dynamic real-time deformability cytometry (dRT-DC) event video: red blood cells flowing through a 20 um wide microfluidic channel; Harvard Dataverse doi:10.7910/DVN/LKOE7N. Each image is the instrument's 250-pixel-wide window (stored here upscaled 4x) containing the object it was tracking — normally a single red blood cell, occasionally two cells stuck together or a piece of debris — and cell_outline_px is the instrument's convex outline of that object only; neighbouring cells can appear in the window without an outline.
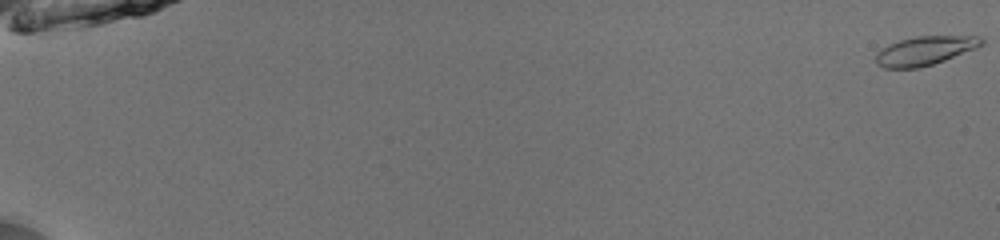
{"species": "common noctule bat (a hibernating species)", "species_latin": "Nyctalus noctula", "temperature_condition": "room temperature", "stored_images_in_passage": 54, "camera_frame_rate_fps": 3000, "um_per_image_px": 0.085, "animal": {"sex": "male", "body_mass_g": 13.0, "forearm_length_mm": 53.1}, "frame": {"image": 1, "passage_image": 1, "time_ms": 0.0, "image_size_px": [1000, 240], "cell_outline_px": [[984, 44], [976, 48], [944, 60], [920, 68], [884, 68], [876, 64], [876, 52], [888, 44], [900, 40], [916, 36], [980, 36], [984, 40]], "centroid_in_image_um": [78.6, 4.31], "position_along_channel_um": 6.4, "area_um2": 17.8}}
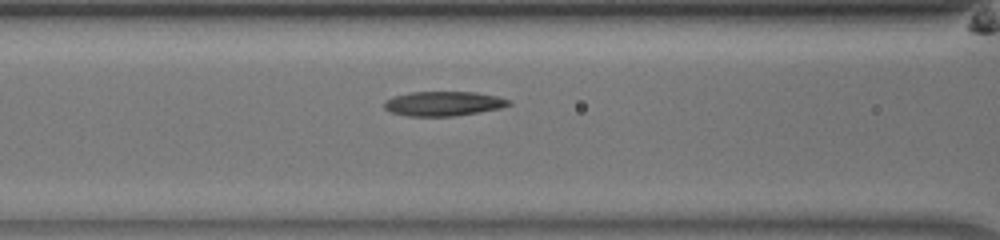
{"frame": {"image": 2, "passage_image": 26, "time_ms": 8.333, "image_size_px": [1000, 240], "cell_outline_px": [[512, 104], [500, 108], [456, 116], [408, 116], [392, 112], [384, 108], [384, 100], [392, 96], [412, 92], [476, 92], [496, 96], [512, 100]], "centroid_in_image_um": [37.69, 8.8], "position_along_channel_um": 128.9, "area_um2": 17.86}}
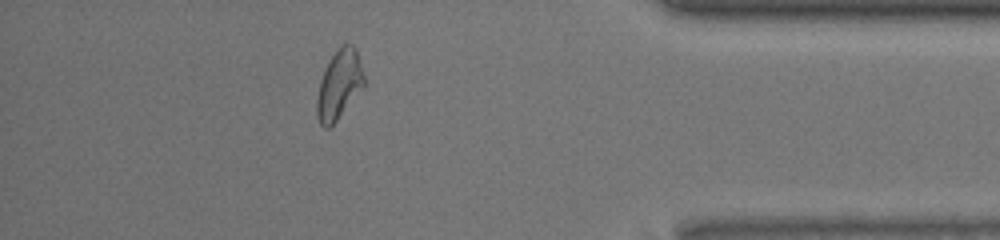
{"frame": {"image": 3, "passage_image": 49, "time_ms": 16.0, "image_size_px": [1000, 240], "cell_outline_px": [[364, 84], [336, 120], [328, 128], [324, 128], [320, 124], [316, 112], [316, 100], [320, 80], [328, 60], [340, 44], [352, 44], [356, 48], [364, 76]], "centroid_in_image_um": [28.79, 7.15], "position_along_channel_um": 406.4, "area_um2": 18.67}, "authors_computed_cell_mechanics": {"area_um2": 17.7157, "velocity_mm_per_s": 3.9571, "shape_relaxation_time_tau1_ms": 6.5059, "shape_relaxation_time_tau2_ms": 4.9509, "deformation_change_tau1": 0.1924, "deformation_change_tau2": 0.1247}}